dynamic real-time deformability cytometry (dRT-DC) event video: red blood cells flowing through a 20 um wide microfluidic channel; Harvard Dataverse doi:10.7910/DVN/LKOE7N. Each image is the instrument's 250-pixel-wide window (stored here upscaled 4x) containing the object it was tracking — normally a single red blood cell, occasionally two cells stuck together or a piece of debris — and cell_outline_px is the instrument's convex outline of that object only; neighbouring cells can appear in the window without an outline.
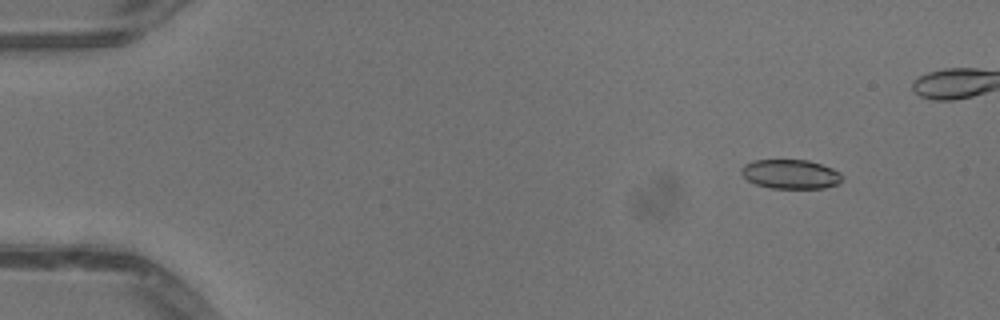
{"species": "common noctule bat (a hibernating species)", "species_latin": "Nyctalus noctula", "temperature_condition": "warm", "stored_images_in_passage": 18, "camera_frame_rate_fps": 3000, "um_per_image_px": 0.085, "animal": {"sex": "male", "body_mass_g": 13.3}, "frame": {"image": 1, "passage_image": 6, "time_ms": 1.667, "image_size_px": [1000, 320], "cell_outline_px": [[840, 180], [836, 184], [824, 188], [772, 188], [756, 184], [748, 180], [740, 172], [740, 168], [744, 164], [752, 160], [808, 160], [832, 168], [840, 172]], "centroid_in_image_um": [67.15, 14.79], "position_along_channel_um": 17.9, "area_um2": 17.05}}